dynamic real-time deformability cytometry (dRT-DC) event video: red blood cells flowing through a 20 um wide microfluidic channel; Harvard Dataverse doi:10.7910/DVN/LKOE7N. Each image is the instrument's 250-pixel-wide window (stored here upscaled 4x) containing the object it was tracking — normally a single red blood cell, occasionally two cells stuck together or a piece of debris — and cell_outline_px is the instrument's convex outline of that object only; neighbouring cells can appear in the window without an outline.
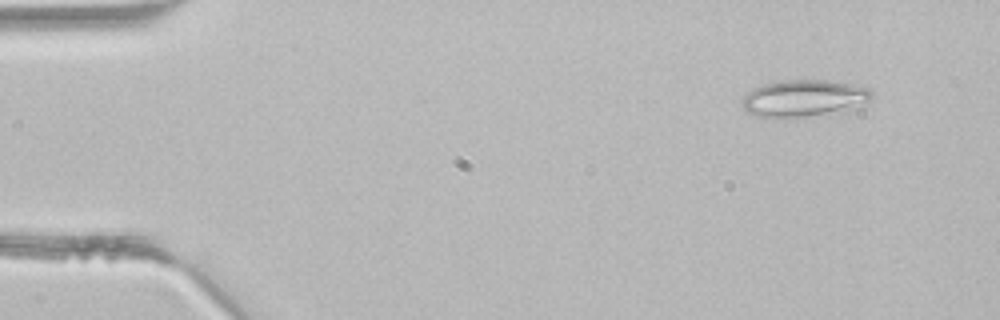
{"species": "common noctule bat (a hibernating species)", "species_latin": "Nyctalus noctula", "temperature_condition": "room temperature", "stored_images_in_passage": 2, "camera_frame_rate_fps": 3000, "um_per_image_px": 0.085, "animal": {"sex": "male", "body_mass_g": 21.5, "forearm_length_mm": 52.0}, "frame": {"image": 1, "passage_image": 1, "time_ms": 0.0, "image_size_px": [1000, 320], "cell_outline_px": [[872, 96], [868, 100], [856, 108], [804, 116], [756, 116], [748, 112], [744, 108], [744, 96], [752, 88], [764, 84], [784, 80], [828, 80], [868, 88], [872, 92]], "centroid_in_image_um": [68.33, 8.32], "position_along_channel_um": 16.7, "area_um2": 26.99}}